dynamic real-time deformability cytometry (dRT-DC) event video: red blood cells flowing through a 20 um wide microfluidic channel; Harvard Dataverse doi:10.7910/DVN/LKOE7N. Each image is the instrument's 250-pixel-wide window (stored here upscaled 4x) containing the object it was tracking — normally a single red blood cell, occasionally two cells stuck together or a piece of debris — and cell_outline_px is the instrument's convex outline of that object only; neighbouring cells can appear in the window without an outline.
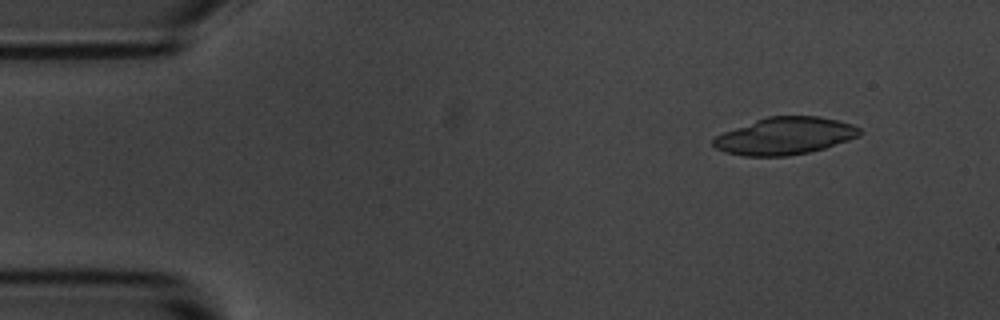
{"species": "common noctule bat (a hibernating species)", "species_latin": "Nyctalus noctula", "temperature_condition": "room temperature", "stored_images_in_passage": 8, "camera_frame_rate_fps": 3000, "um_per_image_px": 0.085, "animal": {"sex": "male", "body_mass_g": 20.1, "forearm_length_mm": 53.5}, "frame": {"image": 1, "passage_image": 1, "time_ms": 0.0, "image_size_px": [1000, 320], "cell_outline_px": [[860, 136], [824, 148], [808, 152], [788, 156], [744, 156], [724, 152], [716, 148], [712, 144], [712, 140], [716, 136], [724, 132], [756, 120], [768, 116], [820, 116], [852, 124], [860, 128]], "centroid_in_image_um": [66.71, 11.56], "position_along_channel_um": 18.3, "area_um2": 31.56}}